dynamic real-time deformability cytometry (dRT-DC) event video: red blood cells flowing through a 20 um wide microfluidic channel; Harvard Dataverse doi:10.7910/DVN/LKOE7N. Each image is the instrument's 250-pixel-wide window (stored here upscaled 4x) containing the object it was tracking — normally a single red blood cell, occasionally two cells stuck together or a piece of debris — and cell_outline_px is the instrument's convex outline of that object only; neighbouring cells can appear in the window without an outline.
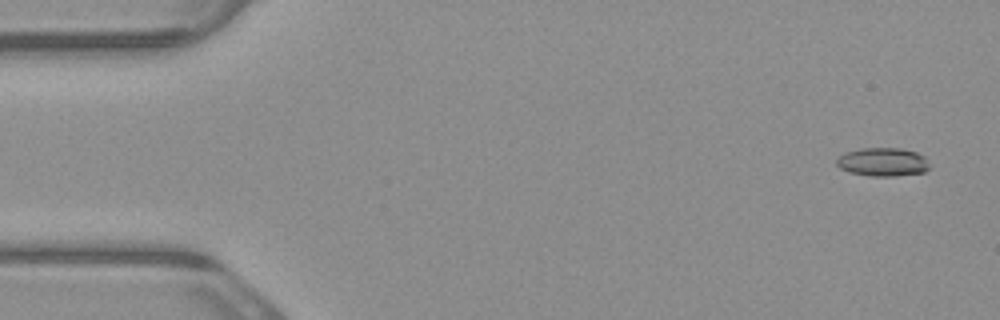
{"species": "common noctule bat (a hibernating species)", "species_latin": "Nyctalus noctula", "temperature_condition": "warm", "stored_images_in_passage": 8, "camera_frame_rate_fps": 3000, "um_per_image_px": 0.085, "animal": {"sex": "male", "body_mass_g": 23.1, "forearm_length_mm": 52.7}, "frame": {"image": 1, "passage_image": 1, "time_ms": 0.0, "image_size_px": [1000, 320], "cell_outline_px": [[928, 168], [924, 172], [896, 176], [872, 176], [848, 172], [840, 168], [836, 164], [836, 160], [844, 152], [860, 148], [900, 148], [916, 152], [924, 156], [928, 164]], "centroid_in_image_um": [75.0, 13.76], "position_along_channel_um": 10.0, "area_um2": 15.43}}
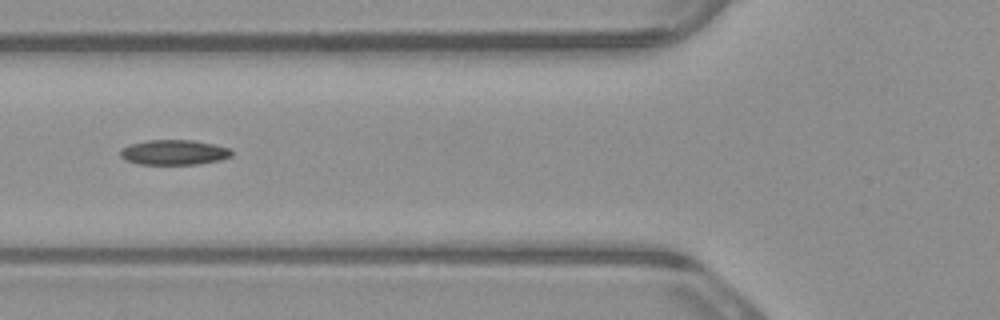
{"frame": {"image": 2, "passage_image": 6, "time_ms": 1.667, "image_size_px": [1000, 320], "cell_outline_px": [[232, 156], [220, 160], [196, 164], [140, 164], [124, 160], [120, 156], [120, 148], [128, 144], [148, 140], [192, 140], [232, 148]], "centroid_in_image_um": [14.76, 12.94], "position_along_channel_um": 111.0, "area_um2": 16.36}}
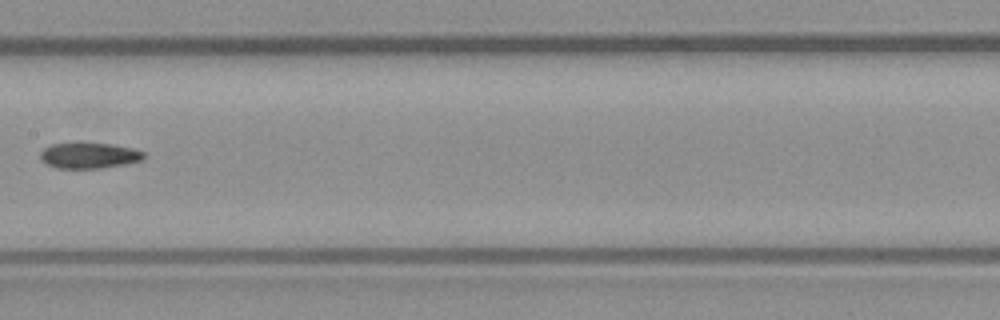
{"frame": {"image": 3, "passage_image": 8, "time_ms": 2.333, "image_size_px": [1000, 320], "cell_outline_px": [[148, 156], [144, 160], [104, 168], [56, 168], [48, 164], [40, 156], [40, 152], [44, 148], [52, 144], [76, 140], [112, 144], [132, 148], [144, 152]], "centroid_in_image_um": [7.6, 13.17], "position_along_channel_um": 199.8, "area_um2": 16.18}}